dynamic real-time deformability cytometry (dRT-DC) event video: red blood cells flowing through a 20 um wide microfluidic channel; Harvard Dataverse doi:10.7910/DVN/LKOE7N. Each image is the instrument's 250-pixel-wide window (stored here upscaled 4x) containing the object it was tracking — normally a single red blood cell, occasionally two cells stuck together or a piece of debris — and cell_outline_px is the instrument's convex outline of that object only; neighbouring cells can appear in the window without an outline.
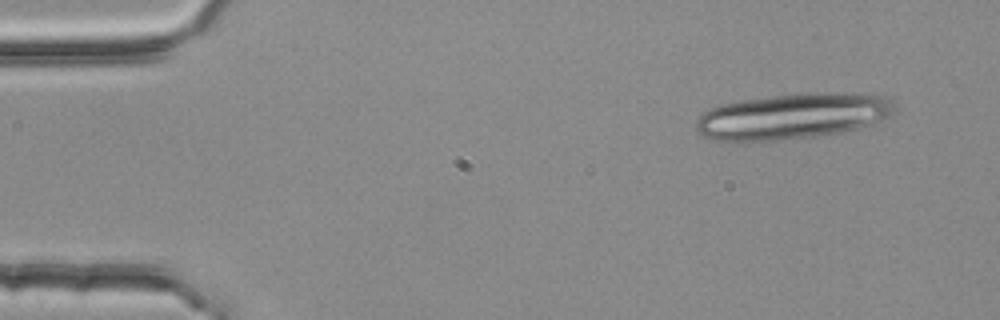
{"species": "common noctule bat (a hibernating species)", "species_latin": "Nyctalus noctula", "temperature_condition": "room temperature", "stored_images_in_passage": 3, "camera_frame_rate_fps": 3000, "um_per_image_px": 0.085, "animal": {"sex": "female", "body_mass_g": 25.1}, "frame": {"image": 1, "passage_image": 1, "time_ms": 0.0, "image_size_px": [1000, 320], "cell_outline_px": [[896, 112], [876, 124], [844, 132], [812, 136], [772, 140], [712, 140], [704, 136], [696, 128], [696, 120], [708, 108], [720, 104], [744, 100], [772, 96], [816, 92], [868, 92], [888, 96], [892, 100], [896, 108]], "centroid_in_image_um": [67.51, 9.84], "position_along_channel_um": 17.5, "area_um2": 53.35}}